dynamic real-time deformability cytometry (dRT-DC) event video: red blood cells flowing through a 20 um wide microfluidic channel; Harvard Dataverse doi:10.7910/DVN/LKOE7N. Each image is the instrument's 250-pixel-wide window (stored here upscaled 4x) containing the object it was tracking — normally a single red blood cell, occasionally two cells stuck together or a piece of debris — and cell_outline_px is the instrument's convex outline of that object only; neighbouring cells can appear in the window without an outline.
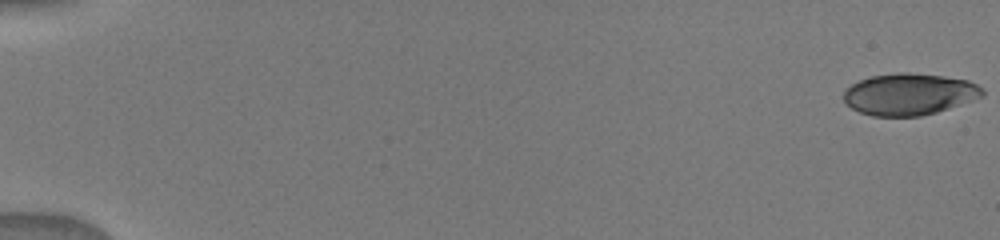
{"species": "human", "species_latin": "Homo sapiens", "temperature_condition": "warm", "stored_images_in_passage": 6, "camera_frame_rate_fps": 3000, "um_per_image_px": 0.085, "donor": {"sex": "male"}, "frame": {"image": 1, "passage_image": 1, "time_ms": 0.0, "image_size_px": [1000, 240], "cell_outline_px": [[984, 96], [936, 112], [920, 116], [872, 116], [860, 112], [852, 108], [844, 100], [844, 92], [852, 84], [860, 80], [872, 76], [900, 72], [908, 72], [944, 76], [968, 80], [984, 88]], "centroid_in_image_um": [77.31, 8.0], "position_along_channel_um": 7.7, "area_um2": 33.52}}
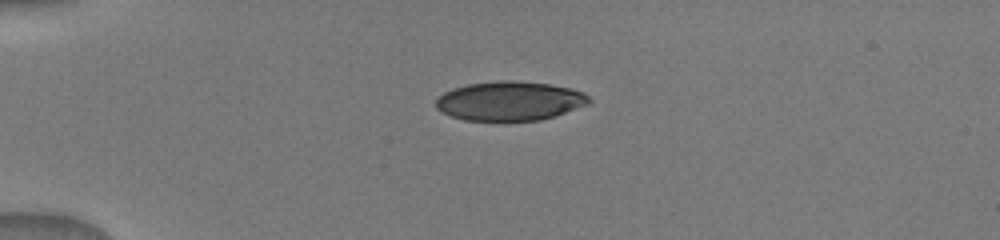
{"frame": {"image": 2, "passage_image": 5, "time_ms": 4.333, "image_size_px": [1000, 240], "cell_outline_px": [[592, 100], [588, 104], [556, 116], [540, 120], [464, 120], [452, 116], [436, 108], [436, 100], [444, 92], [452, 88], [468, 84], [496, 80], [516, 80], [548, 84], [572, 88], [584, 92]], "centroid_in_image_um": [43.35, 8.57], "position_along_channel_um": 41.6, "area_um2": 35.03}}